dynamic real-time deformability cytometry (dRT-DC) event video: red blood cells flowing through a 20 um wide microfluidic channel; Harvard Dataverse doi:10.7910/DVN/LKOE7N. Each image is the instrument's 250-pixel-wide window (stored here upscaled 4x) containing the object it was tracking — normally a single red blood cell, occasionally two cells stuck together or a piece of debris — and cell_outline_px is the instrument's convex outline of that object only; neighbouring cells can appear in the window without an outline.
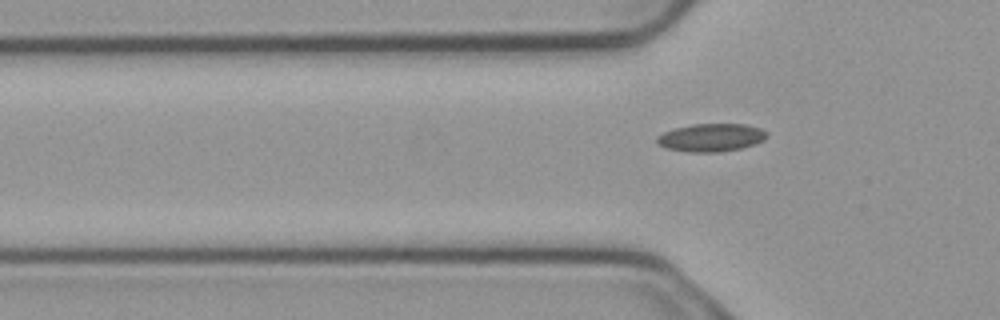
{"species": "common noctule bat (a hibernating species)", "species_latin": "Nyctalus noctula", "temperature_condition": "cold", "stored_images_in_passage": 4, "camera_frame_rate_fps": 3000, "um_per_image_px": 0.085, "animal": {"sex": "male", "body_mass_g": 23.1, "forearm_length_mm": 52.7}, "frame": {"image": 1, "passage_image": 4, "time_ms": 1.0, "image_size_px": [1000, 320], "cell_outline_px": [[768, 136], [764, 140], [756, 144], [740, 148], [720, 152], [692, 152], [668, 148], [656, 144], [656, 136], [664, 132], [676, 128], [692, 124], [748, 124], [760, 128], [768, 132]], "centroid_in_image_um": [60.48, 11.68], "position_along_channel_um": 65.3, "area_um2": 17.98}}